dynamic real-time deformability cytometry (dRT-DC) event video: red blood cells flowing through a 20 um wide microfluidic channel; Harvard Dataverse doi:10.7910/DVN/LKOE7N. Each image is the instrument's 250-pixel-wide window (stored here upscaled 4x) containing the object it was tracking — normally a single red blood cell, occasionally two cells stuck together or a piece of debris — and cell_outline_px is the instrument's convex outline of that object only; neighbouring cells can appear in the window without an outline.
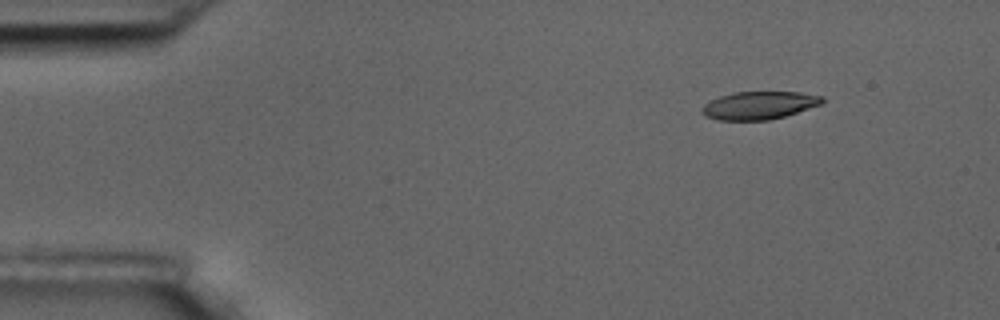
{"species": "common noctule bat (a hibernating species)", "species_latin": "Nyctalus noctula", "temperature_condition": "room temperature", "stored_images_in_passage": 50, "camera_frame_rate_fps": 3000, "um_per_image_px": 0.085, "animal": {"sex": "male", "body_mass_g": 17.5, "forearm_length_mm": 52.3}, "frame": {"image": 1, "passage_image": 1, "time_ms": 0.0, "image_size_px": [1000, 320], "cell_outline_px": [[824, 100], [820, 104], [784, 116], [768, 120], [716, 120], [704, 116], [700, 108], [704, 104], [720, 96], [736, 92], [800, 92], [824, 96]], "centroid_in_image_um": [64.49, 8.95], "position_along_channel_um": 20.5, "area_um2": 19.42}}
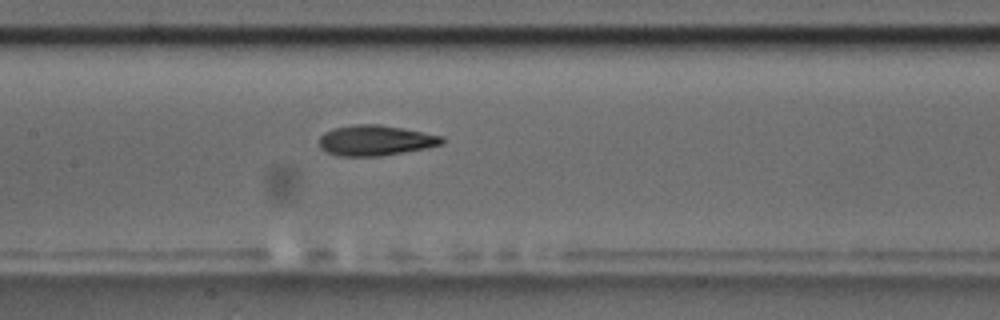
{"frame": {"image": 2, "passage_image": 21, "time_ms": 6.667, "image_size_px": [1000, 320], "cell_outline_px": [[444, 144], [424, 148], [380, 156], [340, 156], [324, 152], [320, 148], [320, 136], [324, 132], [336, 128], [352, 124], [380, 124], [444, 136]], "centroid_in_image_um": [31.9, 11.93], "position_along_channel_um": 175.5, "area_um2": 21.73}}
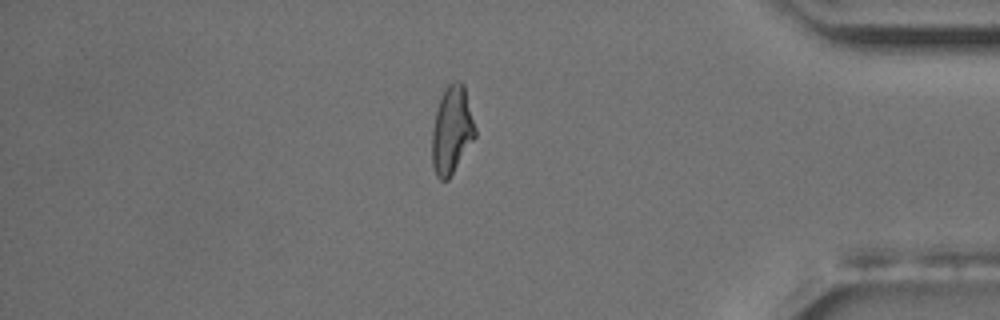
{"frame": {"image": 3, "passage_image": 42, "time_ms": 13.667, "image_size_px": [1000, 320], "cell_outline_px": [[476, 136], [448, 180], [440, 180], [436, 176], [432, 164], [432, 132], [436, 112], [440, 100], [448, 84], [452, 80], [460, 80], [464, 84], [476, 128]], "centroid_in_image_um": [38.41, 11.06], "position_along_channel_um": 396.8, "area_um2": 21.96}, "authors_computed_cell_mechanics": {"area_um2": 21.2993, "velocity_mm_per_s": 3.6112, "shape_relaxation_time_tau1_ms": 3.9071, "shape_relaxation_time_tau2_ms": 2.342, "deformation_change_tau1": 0.1789, "deformation_change_tau2": 0.1093}}